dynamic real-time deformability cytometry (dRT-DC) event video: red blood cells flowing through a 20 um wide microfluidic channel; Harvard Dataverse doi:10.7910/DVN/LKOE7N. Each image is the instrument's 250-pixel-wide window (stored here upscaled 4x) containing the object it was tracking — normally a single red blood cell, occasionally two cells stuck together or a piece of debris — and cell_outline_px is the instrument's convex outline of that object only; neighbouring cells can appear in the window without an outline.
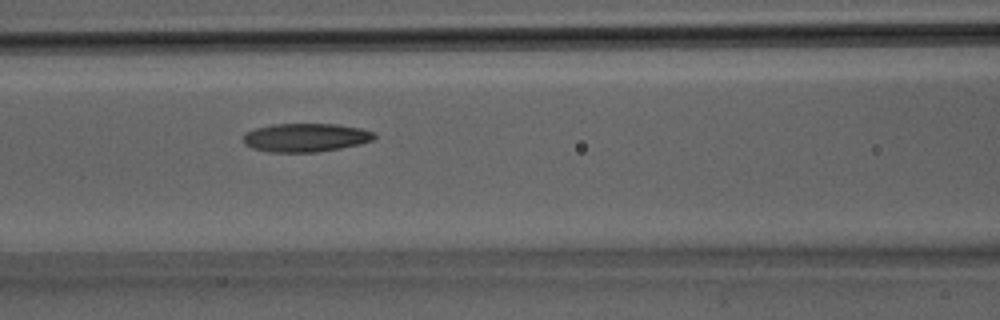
{"species": "Egyptian fruit bat (a non-hibernating species)", "species_latin": "Rousettus aegyptiacus", "temperature_condition": "room temperature", "stored_images_in_passage": 14, "camera_frame_rate_fps": 3000, "um_per_image_px": 0.085, "animal": {"sex": "male"}, "frame": {"image": 1, "passage_image": 14, "time_ms": 4.333, "image_size_px": [1000, 320], "cell_outline_px": [[376, 136], [372, 140], [360, 144], [340, 148], [316, 152], [268, 152], [252, 148], [244, 144], [240, 136], [244, 132], [256, 128], [272, 124], [336, 124], [360, 128], [372, 132]], "centroid_in_image_um": [25.9, 11.69], "position_along_channel_um": 140.7, "area_um2": 21.91}}